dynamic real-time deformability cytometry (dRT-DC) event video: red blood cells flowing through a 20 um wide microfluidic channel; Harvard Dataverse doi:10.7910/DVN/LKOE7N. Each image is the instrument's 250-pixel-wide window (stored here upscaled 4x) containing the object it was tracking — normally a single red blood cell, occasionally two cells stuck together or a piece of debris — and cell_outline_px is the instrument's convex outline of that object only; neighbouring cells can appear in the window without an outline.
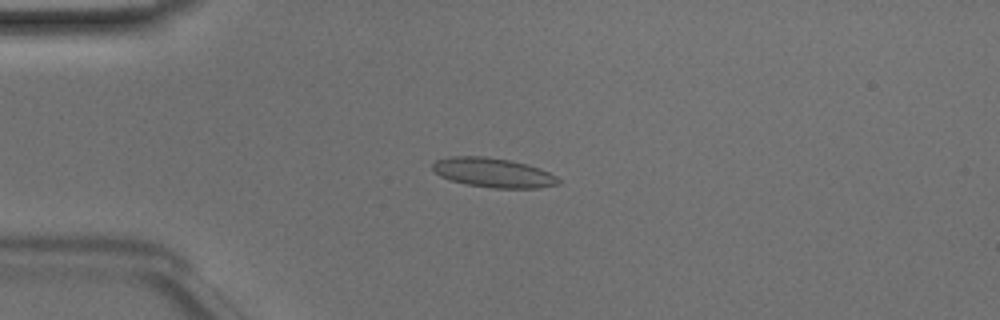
{"species": "Egyptian fruit bat (a non-hibernating species)", "species_latin": "Rousettus aegyptiacus", "temperature_condition": "room temperature", "stored_images_in_passage": 49, "camera_frame_rate_fps": 3000, "um_per_image_px": 0.085, "animal": {"sex": "male"}, "frame": {"image": 1, "passage_image": 12, "time_ms": 3.667, "image_size_px": [1000, 320], "cell_outline_px": [[560, 184], [540, 188], [492, 188], [468, 184], [452, 180], [440, 176], [432, 168], [432, 164], [436, 160], [452, 156], [484, 156], [508, 160], [528, 164], [540, 168], [556, 176], [560, 180]], "centroid_in_image_um": [41.95, 14.68], "position_along_channel_um": 43.0, "area_um2": 21.5}}
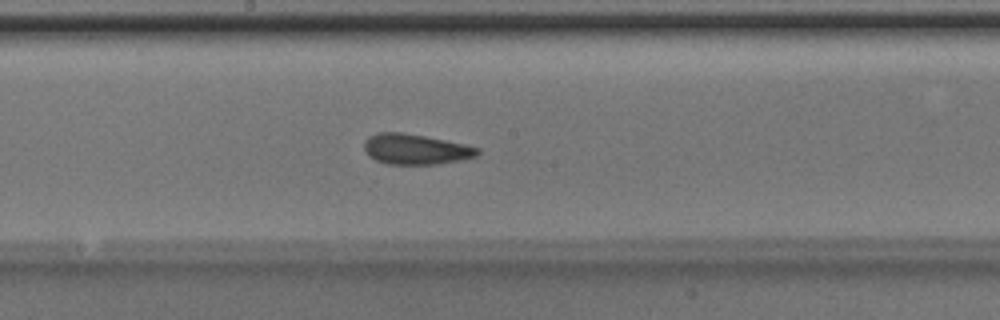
{"frame": {"image": 2, "passage_image": 26, "time_ms": 8.333, "image_size_px": [1000, 320], "cell_outline_px": [[480, 152], [476, 156], [464, 160], [436, 164], [388, 164], [376, 160], [368, 156], [364, 148], [364, 140], [368, 136], [376, 132], [404, 132], [464, 144], [480, 148]], "centroid_in_image_um": [35.31, 12.68], "position_along_channel_um": 212.9, "area_um2": 20.23}}
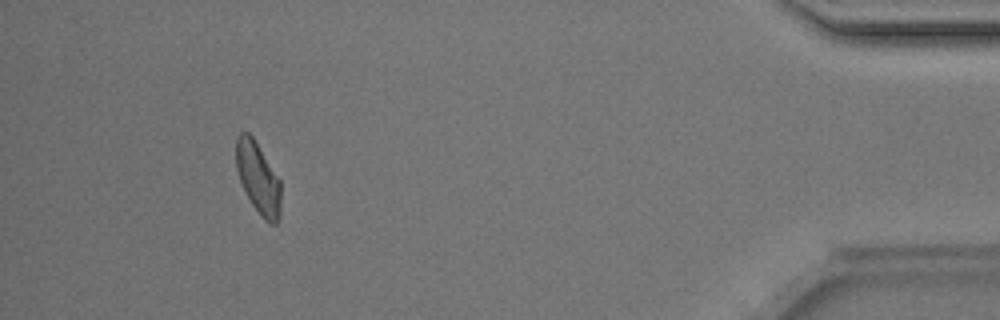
{"frame": {"image": 3, "passage_image": 45, "time_ms": 14.667, "image_size_px": [1000, 320], "cell_outline_px": [[280, 216], [276, 224], [272, 224], [264, 220], [260, 216], [252, 204], [240, 180], [236, 168], [236, 136], [240, 132], [248, 132], [252, 136], [280, 180]], "centroid_in_image_um": [21.94, 15.14], "position_along_channel_um": 413.3, "area_um2": 18.44}, "authors_computed_cell_mechanics": {"area_um2": 19.7098, "velocity_mm_per_s": 4.1393, "shape_relaxation_time_tau1_ms": 2.9483, "shape_relaxation_time_tau2_ms": 1.3096, "deformation_change_tau1": 0.1208, "deformation_change_tau2": 0.0918}}